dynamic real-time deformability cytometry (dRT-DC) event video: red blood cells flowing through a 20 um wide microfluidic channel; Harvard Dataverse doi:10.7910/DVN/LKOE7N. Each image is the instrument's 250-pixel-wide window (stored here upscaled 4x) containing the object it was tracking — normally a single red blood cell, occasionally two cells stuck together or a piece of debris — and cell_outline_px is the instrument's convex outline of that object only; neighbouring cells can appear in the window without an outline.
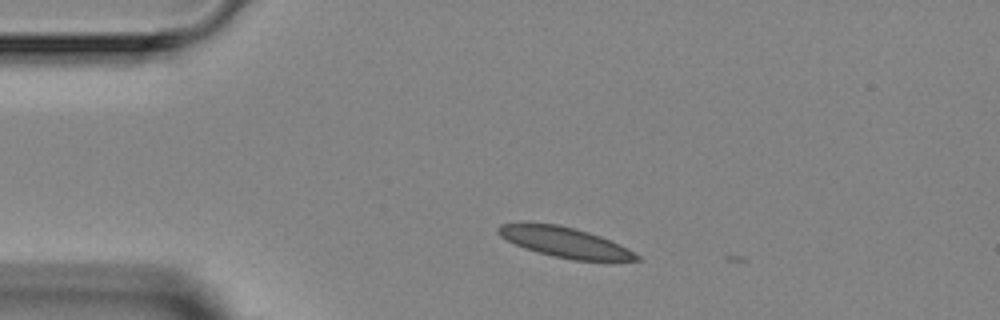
{"species": "Egyptian fruit bat (a non-hibernating species)", "species_latin": "Rousettus aegyptiacus", "temperature_condition": "room temperature", "stored_images_in_passage": 3, "camera_frame_rate_fps": 3000, "um_per_image_px": 0.085, "animal": {"sex": "female"}, "frame": {"image": 1, "passage_image": 2, "time_ms": 1.333, "image_size_px": [1000, 320], "cell_outline_px": [[644, 260], [572, 260], [552, 256], [524, 248], [500, 236], [496, 232], [496, 228], [500, 224], [556, 224], [576, 228], [600, 236], [620, 244], [628, 248], [640, 256]], "centroid_in_image_um": [48.04, 20.6], "position_along_channel_um": 37.0, "area_um2": 23.99}}